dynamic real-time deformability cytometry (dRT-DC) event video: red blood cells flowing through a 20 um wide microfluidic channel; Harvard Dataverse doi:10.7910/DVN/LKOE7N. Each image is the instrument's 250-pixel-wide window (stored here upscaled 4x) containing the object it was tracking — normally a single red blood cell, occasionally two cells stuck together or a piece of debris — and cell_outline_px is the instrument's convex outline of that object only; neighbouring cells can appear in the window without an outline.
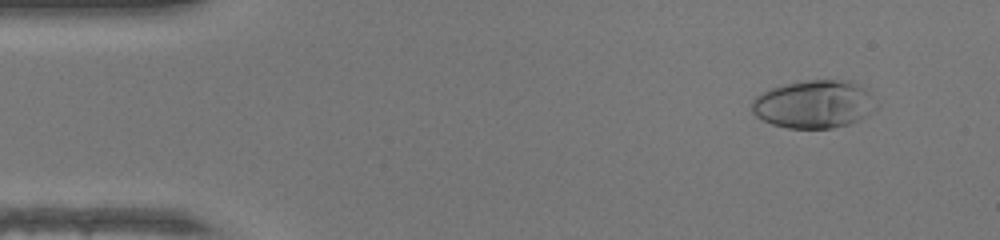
{"species": "human", "species_latin": "Homo sapiens", "temperature_condition": "warm", "stored_images_in_passage": 48, "camera_frame_rate_fps": 3000, "um_per_image_px": 0.085, "donor": {"sex": "female"}, "frame": {"image": 1, "passage_image": 5, "time_ms": 1.333, "image_size_px": [1000, 240], "cell_outline_px": [[868, 112], [864, 116], [848, 124], [832, 128], [788, 128], [772, 124], [756, 116], [752, 112], [752, 100], [760, 92], [784, 84], [804, 80], [852, 80], [860, 84], [868, 92]], "centroid_in_image_um": [69.05, 8.84], "position_along_channel_um": 15.9, "area_um2": 33.93}}
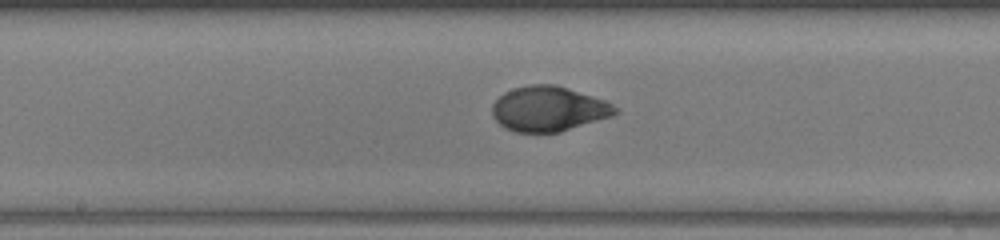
{"frame": {"image": 2, "passage_image": 25, "time_ms": 8.0, "image_size_px": [1000, 240], "cell_outline_px": [[620, 112], [612, 116], [560, 132], [516, 132], [504, 128], [492, 116], [492, 104], [504, 92], [512, 88], [528, 84], [556, 84], [604, 100], [620, 108]], "centroid_in_image_um": [46.63, 9.25], "position_along_channel_um": 201.6, "area_um2": 32.43}}
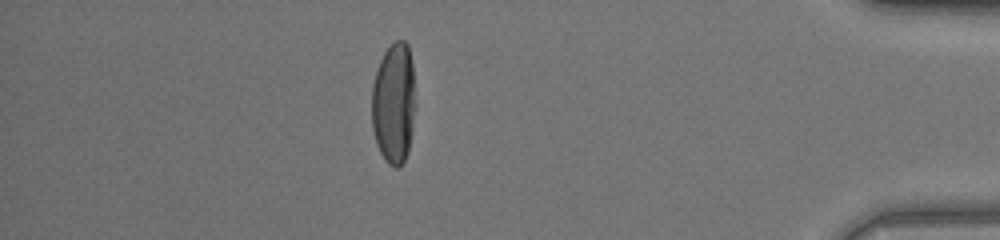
{"frame": {"image": 3, "passage_image": 42, "time_ms": 13.667, "image_size_px": [1000, 240], "cell_outline_px": [[416, 108], [412, 132], [408, 152], [404, 160], [396, 168], [388, 164], [384, 160], [376, 144], [372, 128], [372, 84], [380, 60], [384, 52], [396, 40], [404, 40], [408, 44], [412, 64], [416, 104]], "centroid_in_image_um": [33.48, 8.79], "position_along_channel_um": 401.7, "area_um2": 31.27}, "authors_computed_cell_mechanics": {"area_um2": 32.4258, "velocity_mm_per_s": 4.3789, "shape_relaxation_time_tau1_ms": 4.5795, "shape_relaxation_time_tau2_ms": 0.7844, "deformation_change_tau1": 0.2521, "deformation_change_tau2": 0.0424}}